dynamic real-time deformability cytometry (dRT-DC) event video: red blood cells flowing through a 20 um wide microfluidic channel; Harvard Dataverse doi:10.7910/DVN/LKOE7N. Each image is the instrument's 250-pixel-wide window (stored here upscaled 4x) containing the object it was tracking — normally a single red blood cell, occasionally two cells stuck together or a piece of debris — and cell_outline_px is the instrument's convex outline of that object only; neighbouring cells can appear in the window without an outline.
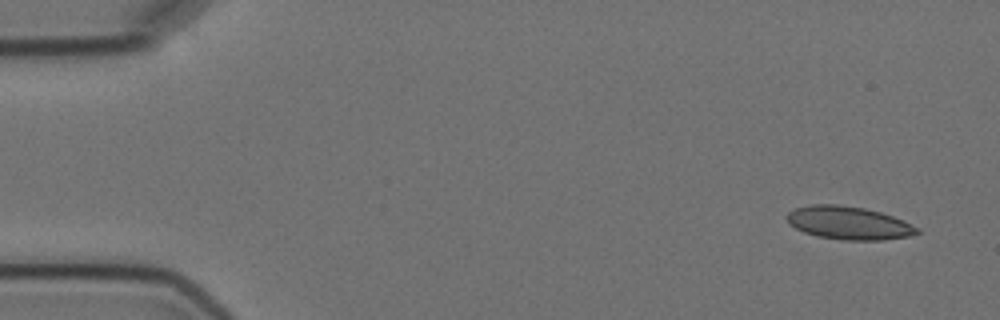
{"species": "Egyptian fruit bat (a non-hibernating species)", "species_latin": "Rousettus aegyptiacus", "temperature_condition": "cold", "stored_images_in_passage": 5, "camera_frame_rate_fps": 3000, "um_per_image_px": 0.085, "animal": {"sex": "female"}, "frame": {"image": 1, "passage_image": 1, "time_ms": 0.0, "image_size_px": [1000, 320], "cell_outline_px": [[920, 232], [908, 236], [884, 240], [840, 240], [816, 236], [804, 232], [788, 224], [784, 216], [788, 212], [796, 208], [808, 204], [840, 204], [864, 208], [880, 212], [904, 220], [920, 228]], "centroid_in_image_um": [72.11, 18.95], "position_along_channel_um": 12.9, "area_um2": 25.43}}
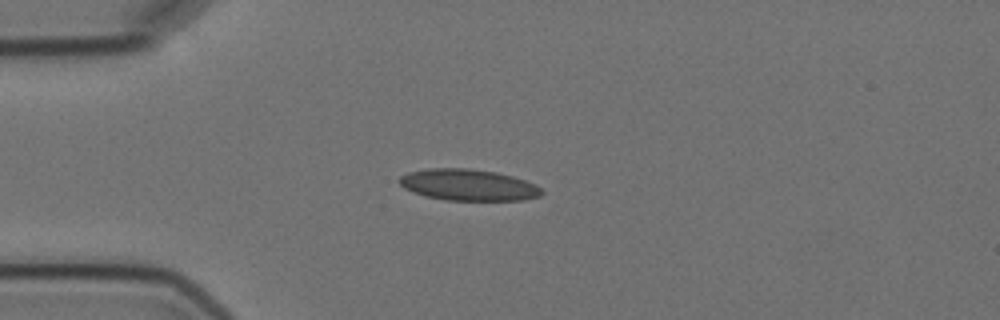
{"frame": {"image": 2, "passage_image": 4, "time_ms": 3.667, "image_size_px": [1000, 320], "cell_outline_px": [[544, 192], [540, 196], [524, 200], [448, 200], [424, 196], [412, 192], [404, 188], [396, 180], [400, 176], [408, 172], [428, 168], [468, 168], [496, 172], [512, 176], [536, 184]], "centroid_in_image_um": [39.78, 15.71], "position_along_channel_um": 45.2, "area_um2": 26.18}}